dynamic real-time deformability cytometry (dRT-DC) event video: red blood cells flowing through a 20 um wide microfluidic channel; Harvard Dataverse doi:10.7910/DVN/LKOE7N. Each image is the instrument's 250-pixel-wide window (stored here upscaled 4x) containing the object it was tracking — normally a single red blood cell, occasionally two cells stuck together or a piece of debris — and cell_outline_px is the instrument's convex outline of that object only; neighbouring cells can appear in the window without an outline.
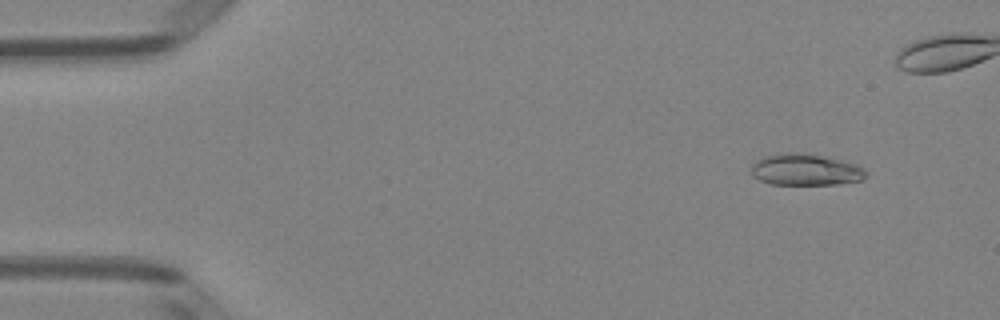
{"species": "Egyptian fruit bat (a non-hibernating species)", "species_latin": "Rousettus aegyptiacus", "temperature_condition": "room temperature", "stored_images_in_passage": 44, "camera_frame_rate_fps": 3000, "um_per_image_px": 0.085, "animal": {"sex": "female"}, "frame": {"image": 1, "passage_image": 5, "time_ms": 1.333, "image_size_px": [1000, 320], "cell_outline_px": [[868, 176], [860, 180], [836, 184], [772, 184], [760, 180], [752, 176], [752, 164], [756, 160], [764, 156], [780, 152], [804, 152], [840, 160], [856, 164], [864, 168], [868, 172]], "centroid_in_image_um": [68.46, 14.41], "position_along_channel_um": 16.5, "area_um2": 21.21}}
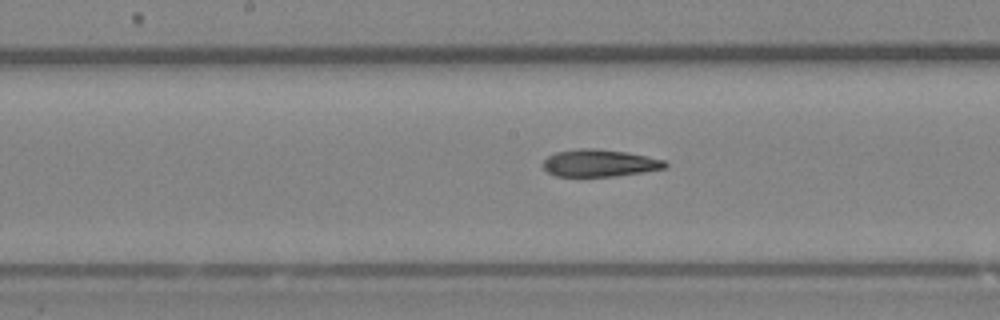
{"frame": {"image": 2, "passage_image": 26, "time_ms": 8.333, "image_size_px": [1000, 320], "cell_outline_px": [[668, 168], [644, 172], [616, 176], [556, 176], [548, 172], [544, 168], [544, 160], [548, 156], [556, 152], [580, 148], [596, 148], [624, 152], [664, 160], [668, 164]], "centroid_in_image_um": [50.98, 13.86], "position_along_channel_um": 197.2, "area_um2": 19.25}}
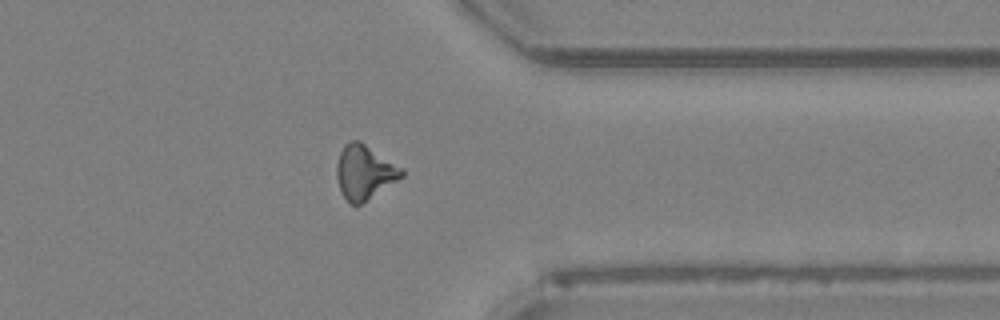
{"frame": {"image": 3, "passage_image": 40, "time_ms": 13.0, "image_size_px": [1000, 320], "cell_outline_px": [[404, 176], [360, 204], [352, 204], [340, 192], [336, 176], [336, 164], [340, 152], [344, 144], [352, 140], [360, 140], [404, 168]], "centroid_in_image_um": [30.98, 14.6], "position_along_channel_um": 380.4, "area_um2": 20.58}}